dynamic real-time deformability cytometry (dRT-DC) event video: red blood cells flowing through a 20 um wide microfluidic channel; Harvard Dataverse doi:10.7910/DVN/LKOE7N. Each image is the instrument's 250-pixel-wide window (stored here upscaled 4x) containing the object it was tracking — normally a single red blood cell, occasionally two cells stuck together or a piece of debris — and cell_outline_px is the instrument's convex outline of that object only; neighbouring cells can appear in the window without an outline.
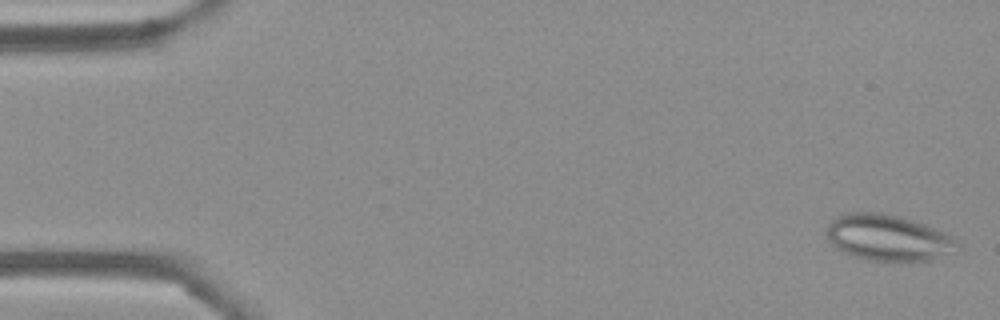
{"species": "Egyptian fruit bat (a non-hibernating species)", "species_latin": "Rousettus aegyptiacus", "temperature_condition": "cold", "stored_images_in_passage": 54, "camera_frame_rate_fps": 3000, "um_per_image_px": 0.085, "frame": {"image": 1, "passage_image": 2, "time_ms": 0.333, "image_size_px": [1000, 320], "cell_outline_px": [[960, 252], [928, 260], [872, 260], [856, 256], [844, 252], [836, 248], [828, 240], [828, 224], [836, 216], [848, 212], [884, 212], [900, 216], [924, 224], [952, 236], [960, 244]], "centroid_in_image_um": [75.54, 20.19], "position_along_channel_um": 9.5, "area_um2": 35.08}}
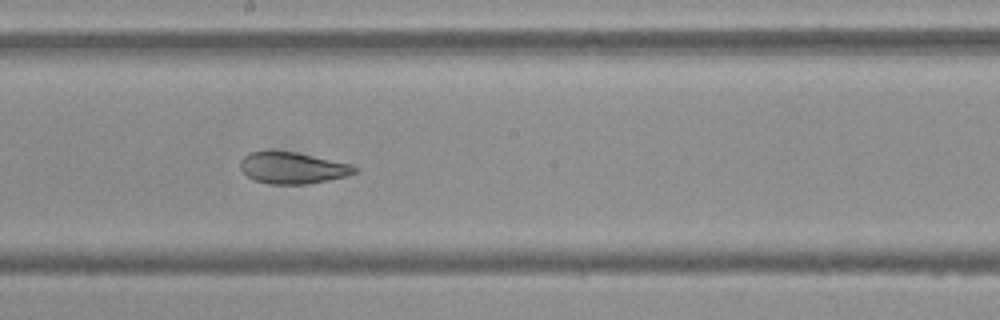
{"frame": {"image": 2, "passage_image": 30, "time_ms": 9.667, "image_size_px": [1000, 320], "cell_outline_px": [[360, 172], [328, 180], [304, 184], [272, 184], [256, 180], [248, 176], [240, 168], [240, 160], [248, 152], [296, 152], [352, 164], [360, 168]], "centroid_in_image_um": [24.92, 14.27], "position_along_channel_um": 223.3, "area_um2": 20.81}}
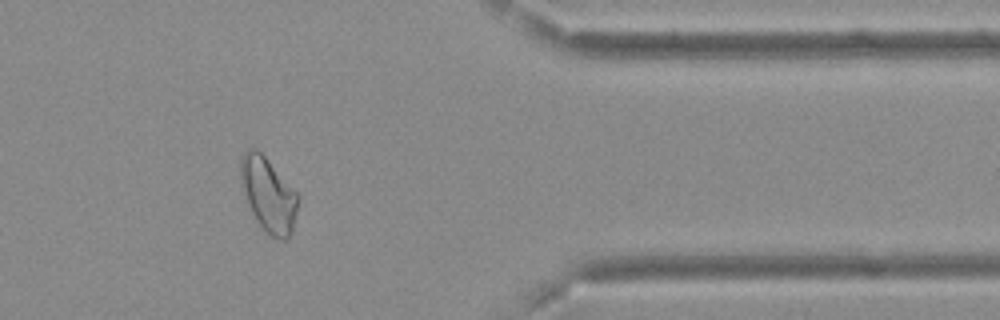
{"frame": {"image": 3, "passage_image": 45, "time_ms": 14.667, "image_size_px": [1000, 320], "cell_outline_px": [[300, 200], [292, 232], [288, 240], [280, 240], [272, 236], [260, 224], [252, 212], [248, 204], [240, 180], [240, 160], [244, 152], [248, 148], [256, 148], [264, 156], [300, 196]], "centroid_in_image_um": [22.83, 16.55], "position_along_channel_um": 388.6, "area_um2": 24.62}, "authors_computed_cell_mechanics": {"area_um2": 25.4898, "velocity_mm_per_s": 3.7088, "shape_relaxation_time_tau1_ms": null, "shape_relaxation_time_tau2_ms": 2.5138, "deformation_change_tau1": null, "deformation_change_tau2": 0.0828}}